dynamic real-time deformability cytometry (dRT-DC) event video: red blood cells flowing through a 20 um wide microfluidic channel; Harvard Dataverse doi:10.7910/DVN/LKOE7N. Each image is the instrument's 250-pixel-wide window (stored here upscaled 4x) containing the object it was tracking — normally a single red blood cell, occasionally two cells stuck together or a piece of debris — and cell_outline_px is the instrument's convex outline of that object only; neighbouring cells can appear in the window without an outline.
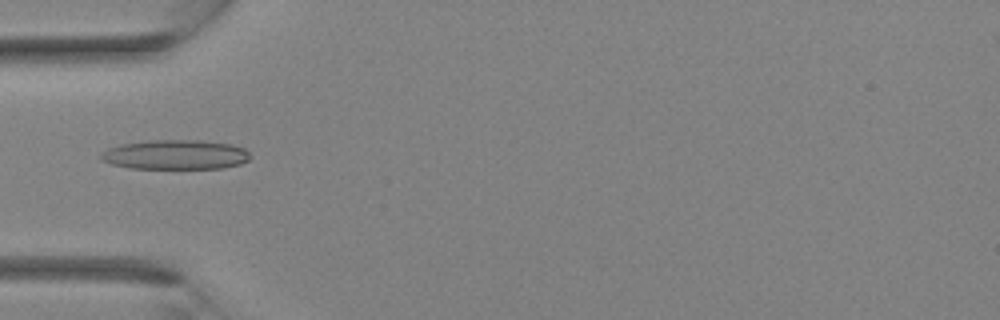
{"species": "Egyptian fruit bat (a non-hibernating species)", "species_latin": "Rousettus aegyptiacus", "temperature_condition": "room temperature", "stored_images_in_passage": 33, "camera_frame_rate_fps": 3000, "um_per_image_px": 0.085, "animal": {"sex": "female"}, "frame": {"image": 1, "passage_image": 12, "time_ms": 3.667, "image_size_px": [1000, 320], "cell_outline_px": [[252, 156], [248, 160], [240, 164], [224, 168], [132, 168], [112, 164], [100, 160], [100, 152], [108, 148], [120, 144], [148, 140], [200, 140], [232, 144], [244, 148]], "centroid_in_image_um": [14.91, 13.14], "position_along_channel_um": 70.1, "area_um2": 25.89}}
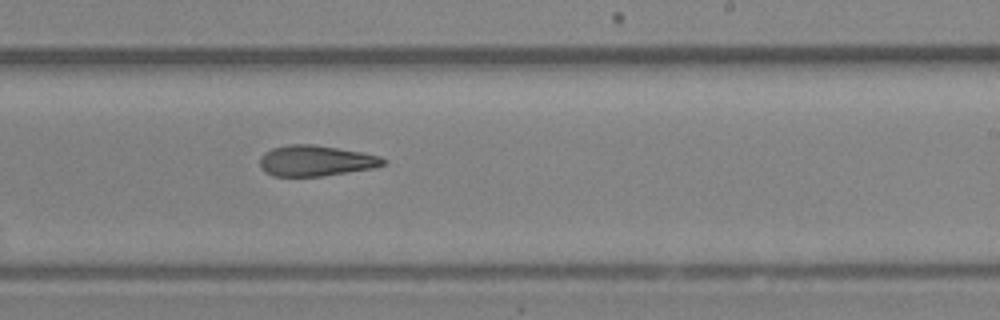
{"frame": {"image": 2, "passage_image": 22, "time_ms": 7.0, "image_size_px": [1000, 320], "cell_outline_px": [[388, 160], [384, 164], [372, 168], [324, 176], [272, 176], [264, 172], [260, 168], [260, 160], [264, 152], [272, 148], [292, 144], [312, 144], [360, 152], [380, 156]], "centroid_in_image_um": [26.81, 13.67], "position_along_channel_um": 262.2, "area_um2": 22.02}}
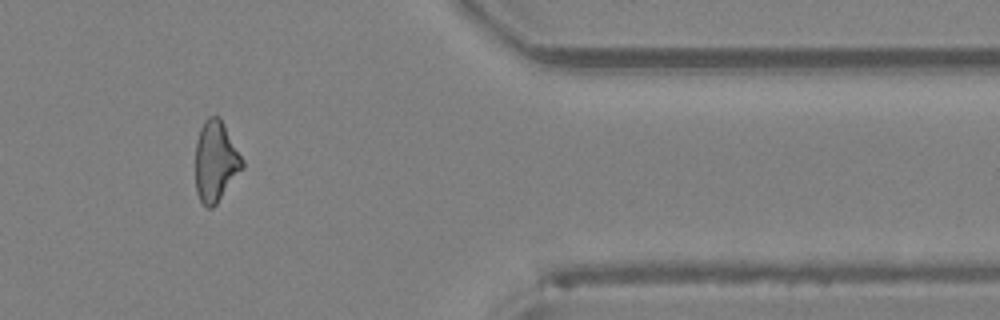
{"frame": {"image": 3, "passage_image": 30, "time_ms": 9.667, "image_size_px": [1000, 320], "cell_outline_px": [[244, 168], [216, 204], [212, 208], [208, 208], [200, 200], [196, 192], [196, 140], [200, 128], [204, 120], [208, 116], [220, 116], [244, 160]], "centroid_in_image_um": [18.34, 13.69], "position_along_channel_um": 393.1, "area_um2": 22.2}}